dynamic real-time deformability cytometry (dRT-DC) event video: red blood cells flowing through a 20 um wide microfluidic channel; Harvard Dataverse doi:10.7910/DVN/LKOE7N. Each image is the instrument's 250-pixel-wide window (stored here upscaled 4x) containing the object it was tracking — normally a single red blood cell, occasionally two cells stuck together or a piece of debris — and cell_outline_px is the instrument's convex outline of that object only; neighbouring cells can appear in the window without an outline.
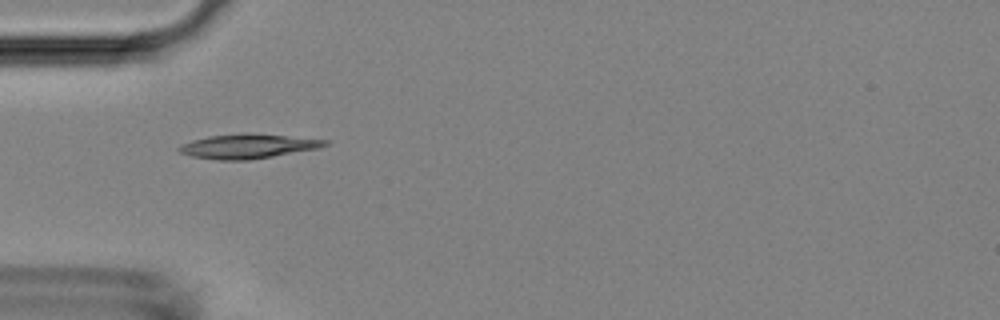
{"species": "Egyptian fruit bat (a non-hibernating species)", "species_latin": "Rousettus aegyptiacus", "temperature_condition": "room temperature", "stored_images_in_passage": 7, "camera_frame_rate_fps": 3000, "um_per_image_px": 0.085, "animal": {"sex": "female"}, "frame": {"image": 1, "passage_image": 4, "time_ms": 5.0, "image_size_px": [1000, 320], "cell_outline_px": [[328, 144], [320, 148], [248, 160], [220, 160], [192, 156], [180, 152], [176, 148], [180, 144], [192, 140], [208, 136], [240, 132], [248, 132], [328, 140]], "centroid_in_image_um": [21.04, 12.41], "position_along_channel_um": 64.0, "area_um2": 20.87}}
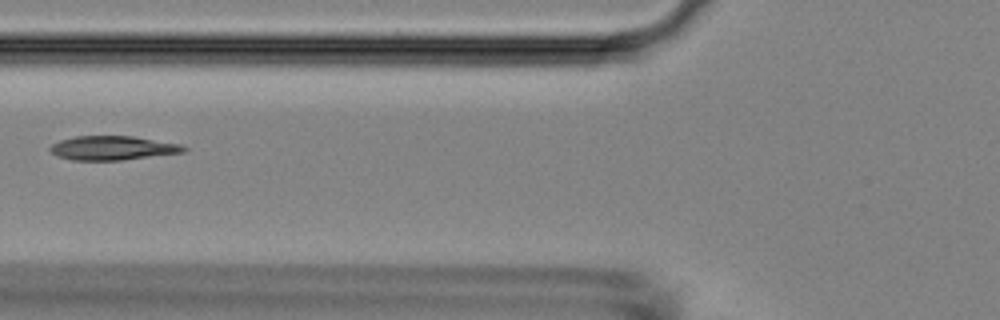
{"frame": {"image": 2, "passage_image": 5, "time_ms": 6.333, "image_size_px": [1000, 320], "cell_outline_px": [[188, 148], [184, 152], [124, 160], [72, 160], [56, 156], [48, 148], [52, 144], [60, 140], [76, 136], [132, 136], [180, 144]], "centroid_in_image_um": [9.56, 12.58], "position_along_channel_um": 116.2, "area_um2": 18.73}}
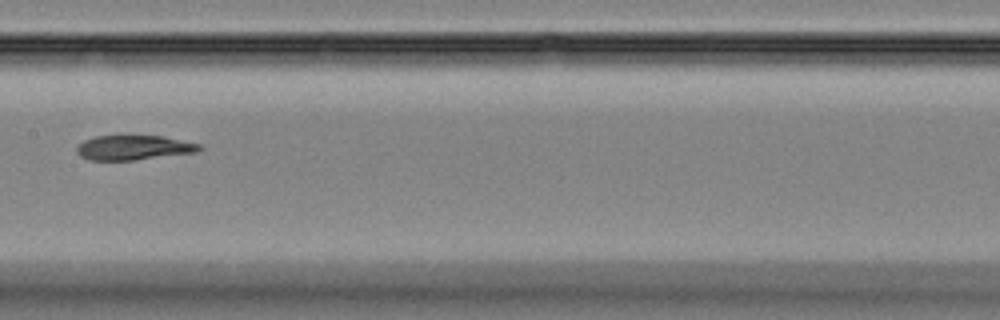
{"frame": {"image": 3, "passage_image": 7, "time_ms": 8.333, "image_size_px": [1000, 320], "cell_outline_px": [[204, 148], [196, 152], [136, 160], [88, 160], [80, 156], [76, 152], [76, 148], [84, 140], [96, 136], [120, 132], [124, 132], [164, 136], [200, 144]], "centroid_in_image_um": [11.34, 12.49], "position_along_channel_um": 196.1, "area_um2": 18.67}}